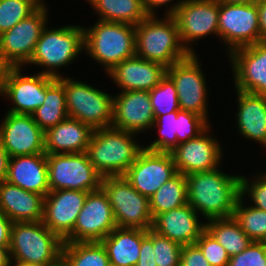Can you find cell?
I'll use <instances>...</instances> for the list:
<instances>
[{"mask_svg":"<svg viewBox=\"0 0 266 266\" xmlns=\"http://www.w3.org/2000/svg\"><path fill=\"white\" fill-rule=\"evenodd\" d=\"M188 204L208 219L232 217L241 196V176L218 168L186 176Z\"/></svg>","mask_w":266,"mask_h":266,"instance_id":"1","label":"cell"},{"mask_svg":"<svg viewBox=\"0 0 266 266\" xmlns=\"http://www.w3.org/2000/svg\"><path fill=\"white\" fill-rule=\"evenodd\" d=\"M136 55L166 68L191 53L183 46L174 16L149 15L135 26Z\"/></svg>","mask_w":266,"mask_h":266,"instance_id":"2","label":"cell"},{"mask_svg":"<svg viewBox=\"0 0 266 266\" xmlns=\"http://www.w3.org/2000/svg\"><path fill=\"white\" fill-rule=\"evenodd\" d=\"M134 133L113 127L93 131L87 155L102 177L123 176L144 149Z\"/></svg>","mask_w":266,"mask_h":266,"instance_id":"3","label":"cell"},{"mask_svg":"<svg viewBox=\"0 0 266 266\" xmlns=\"http://www.w3.org/2000/svg\"><path fill=\"white\" fill-rule=\"evenodd\" d=\"M84 27V50L105 67V72L136 55L135 25L97 21Z\"/></svg>","mask_w":266,"mask_h":266,"instance_id":"4","label":"cell"},{"mask_svg":"<svg viewBox=\"0 0 266 266\" xmlns=\"http://www.w3.org/2000/svg\"><path fill=\"white\" fill-rule=\"evenodd\" d=\"M62 246L63 241L42 221L12 224L9 246L12 261L52 266L61 259Z\"/></svg>","mask_w":266,"mask_h":266,"instance_id":"5","label":"cell"},{"mask_svg":"<svg viewBox=\"0 0 266 266\" xmlns=\"http://www.w3.org/2000/svg\"><path fill=\"white\" fill-rule=\"evenodd\" d=\"M82 49H84V27L68 25L50 30L45 26L26 64L47 67L40 73L60 78L56 69L73 62L79 53L84 51Z\"/></svg>","mask_w":266,"mask_h":266,"instance_id":"6","label":"cell"},{"mask_svg":"<svg viewBox=\"0 0 266 266\" xmlns=\"http://www.w3.org/2000/svg\"><path fill=\"white\" fill-rule=\"evenodd\" d=\"M64 91L69 117L93 130L111 127L114 96L71 77L64 78Z\"/></svg>","mask_w":266,"mask_h":266,"instance_id":"7","label":"cell"},{"mask_svg":"<svg viewBox=\"0 0 266 266\" xmlns=\"http://www.w3.org/2000/svg\"><path fill=\"white\" fill-rule=\"evenodd\" d=\"M101 188L106 193L120 228H152L149 198L135 190L124 176L103 177Z\"/></svg>","mask_w":266,"mask_h":266,"instance_id":"8","label":"cell"},{"mask_svg":"<svg viewBox=\"0 0 266 266\" xmlns=\"http://www.w3.org/2000/svg\"><path fill=\"white\" fill-rule=\"evenodd\" d=\"M50 191L69 189L91 192L101 188L102 176L86 152L46 154Z\"/></svg>","mask_w":266,"mask_h":266,"instance_id":"9","label":"cell"},{"mask_svg":"<svg viewBox=\"0 0 266 266\" xmlns=\"http://www.w3.org/2000/svg\"><path fill=\"white\" fill-rule=\"evenodd\" d=\"M166 15L174 16L181 42L191 54H195L191 42L209 34L219 36V2L216 0H181L172 5Z\"/></svg>","mask_w":266,"mask_h":266,"instance_id":"10","label":"cell"},{"mask_svg":"<svg viewBox=\"0 0 266 266\" xmlns=\"http://www.w3.org/2000/svg\"><path fill=\"white\" fill-rule=\"evenodd\" d=\"M218 34L228 52L261 41L257 3H219Z\"/></svg>","mask_w":266,"mask_h":266,"instance_id":"11","label":"cell"},{"mask_svg":"<svg viewBox=\"0 0 266 266\" xmlns=\"http://www.w3.org/2000/svg\"><path fill=\"white\" fill-rule=\"evenodd\" d=\"M47 6L43 3L34 13L0 35V56L8 67L26 64L47 24Z\"/></svg>","mask_w":266,"mask_h":266,"instance_id":"12","label":"cell"},{"mask_svg":"<svg viewBox=\"0 0 266 266\" xmlns=\"http://www.w3.org/2000/svg\"><path fill=\"white\" fill-rule=\"evenodd\" d=\"M166 74L175 84L180 110L196 113L209 123L207 84L196 53L169 66Z\"/></svg>","mask_w":266,"mask_h":266,"instance_id":"13","label":"cell"},{"mask_svg":"<svg viewBox=\"0 0 266 266\" xmlns=\"http://www.w3.org/2000/svg\"><path fill=\"white\" fill-rule=\"evenodd\" d=\"M117 227L102 188L88 192L71 235L64 242H101Z\"/></svg>","mask_w":266,"mask_h":266,"instance_id":"14","label":"cell"},{"mask_svg":"<svg viewBox=\"0 0 266 266\" xmlns=\"http://www.w3.org/2000/svg\"><path fill=\"white\" fill-rule=\"evenodd\" d=\"M176 173L170 152L143 149L123 176L135 190L150 198Z\"/></svg>","mask_w":266,"mask_h":266,"instance_id":"15","label":"cell"},{"mask_svg":"<svg viewBox=\"0 0 266 266\" xmlns=\"http://www.w3.org/2000/svg\"><path fill=\"white\" fill-rule=\"evenodd\" d=\"M238 91L266 96V40L229 54Z\"/></svg>","mask_w":266,"mask_h":266,"instance_id":"16","label":"cell"},{"mask_svg":"<svg viewBox=\"0 0 266 266\" xmlns=\"http://www.w3.org/2000/svg\"><path fill=\"white\" fill-rule=\"evenodd\" d=\"M0 123V138L10 157L45 153L44 132L30 114L9 113Z\"/></svg>","mask_w":266,"mask_h":266,"instance_id":"17","label":"cell"},{"mask_svg":"<svg viewBox=\"0 0 266 266\" xmlns=\"http://www.w3.org/2000/svg\"><path fill=\"white\" fill-rule=\"evenodd\" d=\"M22 67H8L0 94L7 96L14 104L9 113L32 114L46 97V75L38 73L23 76Z\"/></svg>","mask_w":266,"mask_h":266,"instance_id":"18","label":"cell"},{"mask_svg":"<svg viewBox=\"0 0 266 266\" xmlns=\"http://www.w3.org/2000/svg\"><path fill=\"white\" fill-rule=\"evenodd\" d=\"M209 129L210 126L197 137L177 145L170 152L177 172L187 176L218 168L222 160V149L219 142L207 133Z\"/></svg>","mask_w":266,"mask_h":266,"instance_id":"19","label":"cell"},{"mask_svg":"<svg viewBox=\"0 0 266 266\" xmlns=\"http://www.w3.org/2000/svg\"><path fill=\"white\" fill-rule=\"evenodd\" d=\"M87 194L62 189L49 191L45 196L42 222L63 242L71 235Z\"/></svg>","mask_w":266,"mask_h":266,"instance_id":"20","label":"cell"},{"mask_svg":"<svg viewBox=\"0 0 266 266\" xmlns=\"http://www.w3.org/2000/svg\"><path fill=\"white\" fill-rule=\"evenodd\" d=\"M155 123L149 91H124L114 96L111 127L134 134Z\"/></svg>","mask_w":266,"mask_h":266,"instance_id":"21","label":"cell"},{"mask_svg":"<svg viewBox=\"0 0 266 266\" xmlns=\"http://www.w3.org/2000/svg\"><path fill=\"white\" fill-rule=\"evenodd\" d=\"M198 214L187 203L179 208L158 214L153 219L151 229L181 246L195 244L205 231V224L199 222Z\"/></svg>","mask_w":266,"mask_h":266,"instance_id":"22","label":"cell"},{"mask_svg":"<svg viewBox=\"0 0 266 266\" xmlns=\"http://www.w3.org/2000/svg\"><path fill=\"white\" fill-rule=\"evenodd\" d=\"M166 67L137 55L117 64L107 74L124 91H151L166 75Z\"/></svg>","mask_w":266,"mask_h":266,"instance_id":"23","label":"cell"},{"mask_svg":"<svg viewBox=\"0 0 266 266\" xmlns=\"http://www.w3.org/2000/svg\"><path fill=\"white\" fill-rule=\"evenodd\" d=\"M44 199L8 181L0 183V211L13 223L42 221Z\"/></svg>","mask_w":266,"mask_h":266,"instance_id":"24","label":"cell"},{"mask_svg":"<svg viewBox=\"0 0 266 266\" xmlns=\"http://www.w3.org/2000/svg\"><path fill=\"white\" fill-rule=\"evenodd\" d=\"M6 181L45 197L50 191L46 153L10 157Z\"/></svg>","mask_w":266,"mask_h":266,"instance_id":"25","label":"cell"},{"mask_svg":"<svg viewBox=\"0 0 266 266\" xmlns=\"http://www.w3.org/2000/svg\"><path fill=\"white\" fill-rule=\"evenodd\" d=\"M93 129L78 119L67 117L44 133L46 154L86 152Z\"/></svg>","mask_w":266,"mask_h":266,"instance_id":"26","label":"cell"},{"mask_svg":"<svg viewBox=\"0 0 266 266\" xmlns=\"http://www.w3.org/2000/svg\"><path fill=\"white\" fill-rule=\"evenodd\" d=\"M237 127L242 136L266 147V96L236 90Z\"/></svg>","mask_w":266,"mask_h":266,"instance_id":"27","label":"cell"},{"mask_svg":"<svg viewBox=\"0 0 266 266\" xmlns=\"http://www.w3.org/2000/svg\"><path fill=\"white\" fill-rule=\"evenodd\" d=\"M147 230L116 227L101 243L105 247L109 262L113 266H136L142 239Z\"/></svg>","mask_w":266,"mask_h":266,"instance_id":"28","label":"cell"},{"mask_svg":"<svg viewBox=\"0 0 266 266\" xmlns=\"http://www.w3.org/2000/svg\"><path fill=\"white\" fill-rule=\"evenodd\" d=\"M31 115L44 133L69 117L66 109L64 77L62 75L60 78L46 75L45 100Z\"/></svg>","mask_w":266,"mask_h":266,"instance_id":"29","label":"cell"},{"mask_svg":"<svg viewBox=\"0 0 266 266\" xmlns=\"http://www.w3.org/2000/svg\"><path fill=\"white\" fill-rule=\"evenodd\" d=\"M99 19L107 22L138 25L149 15L143 0H88Z\"/></svg>","mask_w":266,"mask_h":266,"instance_id":"30","label":"cell"},{"mask_svg":"<svg viewBox=\"0 0 266 266\" xmlns=\"http://www.w3.org/2000/svg\"><path fill=\"white\" fill-rule=\"evenodd\" d=\"M205 230L220 243L231 257L245 250L252 240L232 217L213 218L205 222Z\"/></svg>","mask_w":266,"mask_h":266,"instance_id":"31","label":"cell"},{"mask_svg":"<svg viewBox=\"0 0 266 266\" xmlns=\"http://www.w3.org/2000/svg\"><path fill=\"white\" fill-rule=\"evenodd\" d=\"M149 202L153 219L158 214L187 204L186 176L177 172L149 198Z\"/></svg>","mask_w":266,"mask_h":266,"instance_id":"32","label":"cell"},{"mask_svg":"<svg viewBox=\"0 0 266 266\" xmlns=\"http://www.w3.org/2000/svg\"><path fill=\"white\" fill-rule=\"evenodd\" d=\"M61 259L67 266H109L101 242H63Z\"/></svg>","mask_w":266,"mask_h":266,"instance_id":"33","label":"cell"},{"mask_svg":"<svg viewBox=\"0 0 266 266\" xmlns=\"http://www.w3.org/2000/svg\"><path fill=\"white\" fill-rule=\"evenodd\" d=\"M243 199L242 196L238 199L233 218L252 241L262 242L266 237V211L251 205L244 207Z\"/></svg>","mask_w":266,"mask_h":266,"instance_id":"34","label":"cell"},{"mask_svg":"<svg viewBox=\"0 0 266 266\" xmlns=\"http://www.w3.org/2000/svg\"><path fill=\"white\" fill-rule=\"evenodd\" d=\"M43 0H0V35L34 13Z\"/></svg>","mask_w":266,"mask_h":266,"instance_id":"35","label":"cell"},{"mask_svg":"<svg viewBox=\"0 0 266 266\" xmlns=\"http://www.w3.org/2000/svg\"><path fill=\"white\" fill-rule=\"evenodd\" d=\"M149 96L155 119L160 115L180 110L175 84L167 74L149 91Z\"/></svg>","mask_w":266,"mask_h":266,"instance_id":"36","label":"cell"},{"mask_svg":"<svg viewBox=\"0 0 266 266\" xmlns=\"http://www.w3.org/2000/svg\"><path fill=\"white\" fill-rule=\"evenodd\" d=\"M159 128L158 139L153 141L144 149L154 152H171L177 146V111L160 115L155 119V123Z\"/></svg>","mask_w":266,"mask_h":266,"instance_id":"37","label":"cell"},{"mask_svg":"<svg viewBox=\"0 0 266 266\" xmlns=\"http://www.w3.org/2000/svg\"><path fill=\"white\" fill-rule=\"evenodd\" d=\"M210 123L196 113L178 110L177 111V145L197 137Z\"/></svg>","mask_w":266,"mask_h":266,"instance_id":"38","label":"cell"},{"mask_svg":"<svg viewBox=\"0 0 266 266\" xmlns=\"http://www.w3.org/2000/svg\"><path fill=\"white\" fill-rule=\"evenodd\" d=\"M182 246L153 230V254L157 266H180Z\"/></svg>","mask_w":266,"mask_h":266,"instance_id":"39","label":"cell"},{"mask_svg":"<svg viewBox=\"0 0 266 266\" xmlns=\"http://www.w3.org/2000/svg\"><path fill=\"white\" fill-rule=\"evenodd\" d=\"M195 244L200 248L211 266H227L230 256L224 247L218 243L206 230Z\"/></svg>","mask_w":266,"mask_h":266,"instance_id":"40","label":"cell"},{"mask_svg":"<svg viewBox=\"0 0 266 266\" xmlns=\"http://www.w3.org/2000/svg\"><path fill=\"white\" fill-rule=\"evenodd\" d=\"M227 266H266V247L252 241L241 253L231 256Z\"/></svg>","mask_w":266,"mask_h":266,"instance_id":"41","label":"cell"},{"mask_svg":"<svg viewBox=\"0 0 266 266\" xmlns=\"http://www.w3.org/2000/svg\"><path fill=\"white\" fill-rule=\"evenodd\" d=\"M257 176V180L251 181V184L246 177L241 176L240 194L242 197L248 194L254 203L253 207L266 211V173L262 176L257 174Z\"/></svg>","mask_w":266,"mask_h":266,"instance_id":"42","label":"cell"},{"mask_svg":"<svg viewBox=\"0 0 266 266\" xmlns=\"http://www.w3.org/2000/svg\"><path fill=\"white\" fill-rule=\"evenodd\" d=\"M180 266H211L196 244L182 246Z\"/></svg>","mask_w":266,"mask_h":266,"instance_id":"43","label":"cell"},{"mask_svg":"<svg viewBox=\"0 0 266 266\" xmlns=\"http://www.w3.org/2000/svg\"><path fill=\"white\" fill-rule=\"evenodd\" d=\"M136 266H157L153 254V230L148 229L147 235L141 241L140 255Z\"/></svg>","mask_w":266,"mask_h":266,"instance_id":"44","label":"cell"},{"mask_svg":"<svg viewBox=\"0 0 266 266\" xmlns=\"http://www.w3.org/2000/svg\"><path fill=\"white\" fill-rule=\"evenodd\" d=\"M12 224L13 222L0 211V246H10Z\"/></svg>","mask_w":266,"mask_h":266,"instance_id":"45","label":"cell"},{"mask_svg":"<svg viewBox=\"0 0 266 266\" xmlns=\"http://www.w3.org/2000/svg\"><path fill=\"white\" fill-rule=\"evenodd\" d=\"M10 156L0 138V183L6 181Z\"/></svg>","mask_w":266,"mask_h":266,"instance_id":"46","label":"cell"},{"mask_svg":"<svg viewBox=\"0 0 266 266\" xmlns=\"http://www.w3.org/2000/svg\"><path fill=\"white\" fill-rule=\"evenodd\" d=\"M256 3L259 11L261 41H263L266 40V0H258Z\"/></svg>","mask_w":266,"mask_h":266,"instance_id":"47","label":"cell"},{"mask_svg":"<svg viewBox=\"0 0 266 266\" xmlns=\"http://www.w3.org/2000/svg\"><path fill=\"white\" fill-rule=\"evenodd\" d=\"M173 0H143V4L148 15H155V10L158 6L167 5V3Z\"/></svg>","mask_w":266,"mask_h":266,"instance_id":"48","label":"cell"},{"mask_svg":"<svg viewBox=\"0 0 266 266\" xmlns=\"http://www.w3.org/2000/svg\"><path fill=\"white\" fill-rule=\"evenodd\" d=\"M9 246H0V266H11Z\"/></svg>","mask_w":266,"mask_h":266,"instance_id":"49","label":"cell"},{"mask_svg":"<svg viewBox=\"0 0 266 266\" xmlns=\"http://www.w3.org/2000/svg\"><path fill=\"white\" fill-rule=\"evenodd\" d=\"M219 3H227V4H249L257 2L258 0H216Z\"/></svg>","mask_w":266,"mask_h":266,"instance_id":"50","label":"cell"},{"mask_svg":"<svg viewBox=\"0 0 266 266\" xmlns=\"http://www.w3.org/2000/svg\"><path fill=\"white\" fill-rule=\"evenodd\" d=\"M7 68L8 66L2 61L1 56H0V90L3 85L4 75H5Z\"/></svg>","mask_w":266,"mask_h":266,"instance_id":"51","label":"cell"},{"mask_svg":"<svg viewBox=\"0 0 266 266\" xmlns=\"http://www.w3.org/2000/svg\"><path fill=\"white\" fill-rule=\"evenodd\" d=\"M15 262V265L11 262V264L13 266H41V265H38V264H28V263H23V262H20V261H13Z\"/></svg>","mask_w":266,"mask_h":266,"instance_id":"52","label":"cell"},{"mask_svg":"<svg viewBox=\"0 0 266 266\" xmlns=\"http://www.w3.org/2000/svg\"><path fill=\"white\" fill-rule=\"evenodd\" d=\"M52 266H67L62 259H60L57 263H55L54 265Z\"/></svg>","mask_w":266,"mask_h":266,"instance_id":"53","label":"cell"},{"mask_svg":"<svg viewBox=\"0 0 266 266\" xmlns=\"http://www.w3.org/2000/svg\"><path fill=\"white\" fill-rule=\"evenodd\" d=\"M262 243L266 247V237L262 240Z\"/></svg>","mask_w":266,"mask_h":266,"instance_id":"54","label":"cell"}]
</instances>
